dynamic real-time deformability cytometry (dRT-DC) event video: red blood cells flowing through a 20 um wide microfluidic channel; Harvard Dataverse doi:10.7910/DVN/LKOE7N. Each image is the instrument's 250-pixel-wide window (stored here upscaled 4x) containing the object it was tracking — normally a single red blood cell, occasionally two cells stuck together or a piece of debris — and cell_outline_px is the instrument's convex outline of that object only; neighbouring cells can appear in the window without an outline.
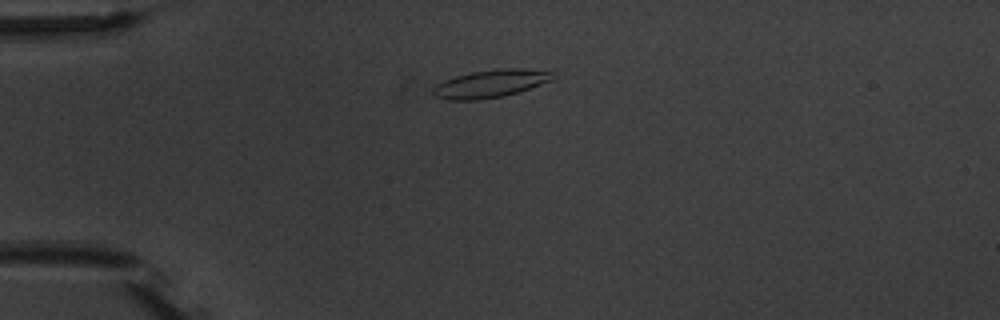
{"species": "common noctule bat (a hibernating species)", "species_latin": "Nyctalus noctula", "temperature_condition": "warm", "stored_images_in_passage": 5, "camera_frame_rate_fps": 3000, "um_per_image_px": 0.085, "animal": {"sex": "male", "body_mass_g": 20.1, "forearm_length_mm": 53.5}, "frame": {"image": 1, "passage_image": 1, "time_ms": 0.0, "image_size_px": [1000, 320], "cell_outline_px": [[552, 80], [520, 92], [504, 96], [480, 100], [448, 100], [432, 96], [432, 88], [436, 84], [444, 80], [456, 76], [472, 72], [500, 68], [524, 68], [552, 72]], "centroid_in_image_um": [41.65, 7.12], "position_along_channel_um": 43.4, "area_um2": 19.54}}
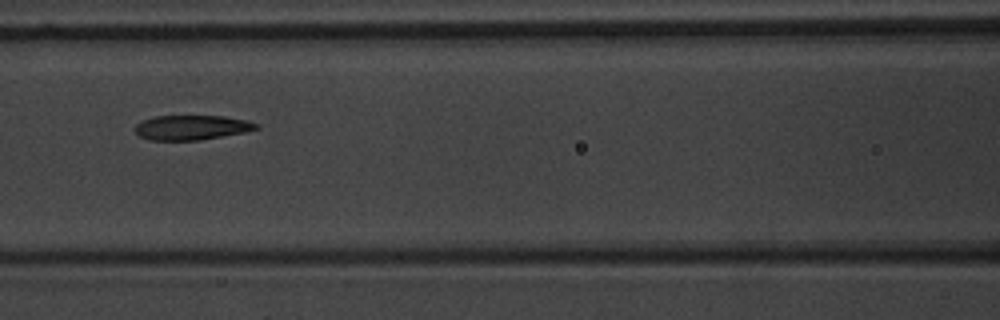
{"frame": {"image": 2, "passage_image": 4, "time_ms": 3.667, "image_size_px": [1000, 320], "cell_outline_px": [[260, 128], [244, 132], [200, 140], [148, 140], [140, 136], [132, 128], [140, 120], [152, 116], [224, 116], [248, 120], [260, 124]], "centroid_in_image_um": [16.26, 10.83], "position_along_channel_um": 150.3, "area_um2": 17.69}}
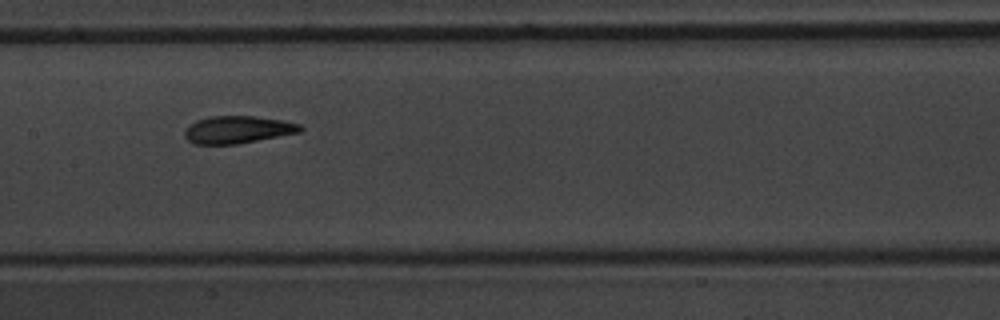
{"frame": {"image": 3, "passage_image": 5, "time_ms": 4.667, "image_size_px": [1000, 320], "cell_outline_px": [[304, 128], [300, 132], [236, 144], [196, 144], [188, 140], [184, 136], [184, 132], [196, 120], [208, 116], [256, 116], [280, 120], [300, 124]], "centroid_in_image_um": [20.2, 11.01], "position_along_channel_um": 187.2, "area_um2": 18.26}}